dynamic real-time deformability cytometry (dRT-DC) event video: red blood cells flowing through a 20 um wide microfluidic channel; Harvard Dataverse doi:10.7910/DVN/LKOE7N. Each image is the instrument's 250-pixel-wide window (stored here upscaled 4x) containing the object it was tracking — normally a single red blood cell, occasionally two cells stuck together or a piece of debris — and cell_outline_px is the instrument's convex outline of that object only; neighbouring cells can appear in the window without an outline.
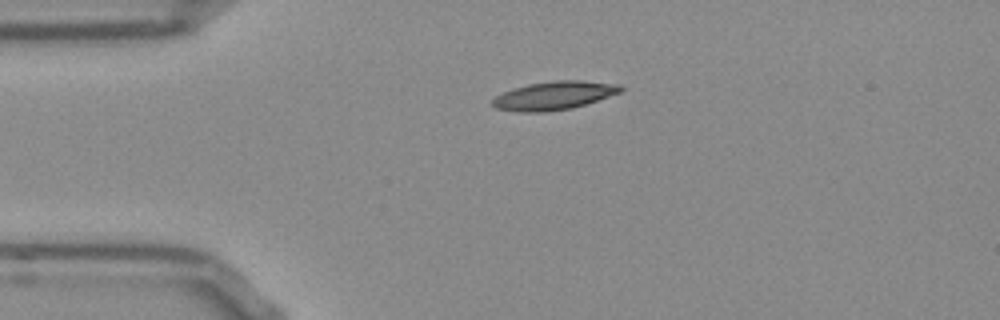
{"species": "Egyptian fruit bat (a non-hibernating species)", "species_latin": "Rousettus aegyptiacus", "temperature_condition": "room temperature", "stored_images_in_passage": 42, "camera_frame_rate_fps": 3000, "um_per_image_px": 0.085, "frame": {"image": 1, "passage_image": 1, "time_ms": 0.0, "image_size_px": [1000, 320], "cell_outline_px": [[624, 88], [620, 92], [572, 108], [544, 112], [520, 112], [496, 108], [492, 104], [492, 100], [496, 96], [512, 88], [528, 84], [552, 80], [584, 80], [620, 84]], "centroid_in_image_um": [47.08, 8.11], "position_along_channel_um": 37.9, "area_um2": 21.15}}
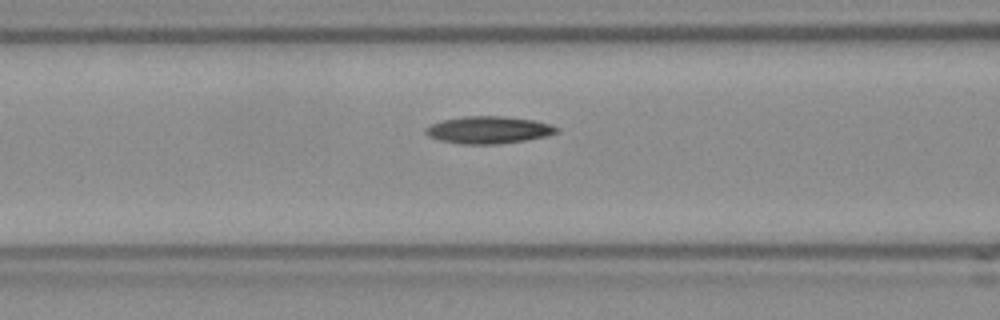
{"frame": {"image": 2, "passage_image": 10, "time_ms": 3.0, "image_size_px": [1000, 320], "cell_outline_px": [[560, 128], [556, 132], [544, 136], [524, 140], [500, 144], [460, 144], [440, 140], [428, 136], [424, 132], [424, 128], [432, 124], [444, 120], [464, 116], [504, 116], [536, 120], [552, 124]], "centroid_in_image_um": [41.53, 11.04], "position_along_channel_um": 125.1, "area_um2": 20.81}}
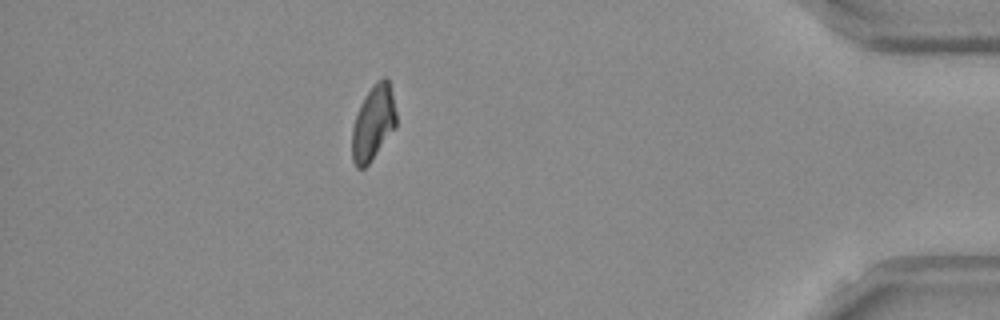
{"frame": {"image": 3, "passage_image": 36, "time_ms": 11.667, "image_size_px": [1000, 320], "cell_outline_px": [[396, 128], [368, 164], [364, 168], [356, 168], [352, 160], [352, 128], [360, 104], [364, 96], [372, 84], [376, 80], [384, 76], [388, 80], [396, 112]], "centroid_in_image_um": [31.72, 10.44], "position_along_channel_um": 403.5, "area_um2": 19.31}}